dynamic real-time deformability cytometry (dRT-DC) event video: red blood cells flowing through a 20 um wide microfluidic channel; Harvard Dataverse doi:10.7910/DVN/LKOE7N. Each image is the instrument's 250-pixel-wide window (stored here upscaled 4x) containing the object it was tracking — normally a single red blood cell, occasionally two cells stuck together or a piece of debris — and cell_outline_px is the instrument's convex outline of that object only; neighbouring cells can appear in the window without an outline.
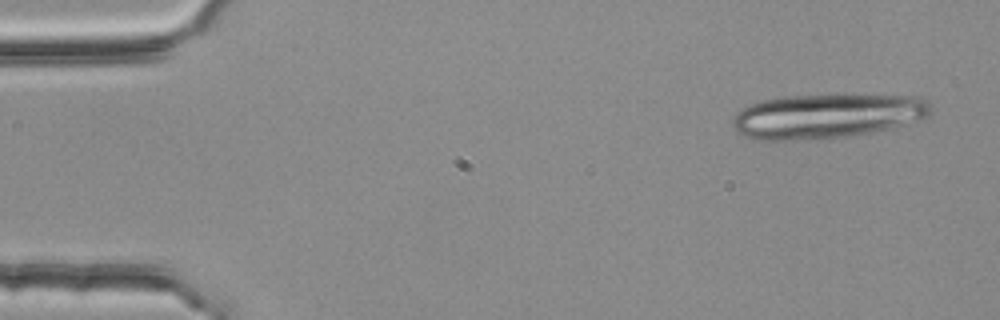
{"species": "common noctule bat (a hibernating species)", "species_latin": "Nyctalus noctula", "temperature_condition": "room temperature", "stored_images_in_passage": 4, "camera_frame_rate_fps": 3000, "um_per_image_px": 0.085, "animal": {"sex": "female", "body_mass_g": 25.1}, "frame": {"image": 1, "passage_image": 1, "time_ms": 0.0, "image_size_px": [1000, 320], "cell_outline_px": [[932, 112], [928, 116], [892, 128], [872, 132], [848, 136], [804, 140], [752, 140], [736, 132], [732, 124], [732, 120], [736, 112], [740, 108], [764, 100], [784, 96], [836, 92], [920, 96], [928, 100], [932, 108]], "centroid_in_image_um": [70.31, 9.82], "position_along_channel_um": 14.7, "area_um2": 53.18}}